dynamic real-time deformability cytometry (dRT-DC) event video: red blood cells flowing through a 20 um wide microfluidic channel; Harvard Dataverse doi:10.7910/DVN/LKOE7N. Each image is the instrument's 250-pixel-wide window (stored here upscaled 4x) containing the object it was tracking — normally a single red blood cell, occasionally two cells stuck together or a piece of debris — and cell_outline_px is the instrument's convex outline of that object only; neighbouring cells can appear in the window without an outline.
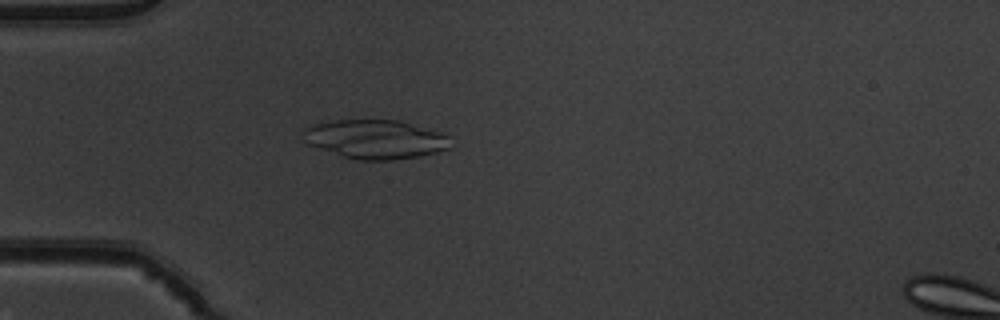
{"species": "common noctule bat (a hibernating species)", "species_latin": "Nyctalus noctula", "temperature_condition": "warm", "stored_images_in_passage": 52, "camera_frame_rate_fps": 3000, "um_per_image_px": 0.085, "animal": {"sex": "male", "body_mass_g": 19.5, "forearm_length_mm": 54.6}, "frame": {"image": 1, "passage_image": 16, "time_ms": 5.0, "image_size_px": [1000, 320], "cell_outline_px": [[448, 148], [436, 152], [420, 156], [392, 160], [356, 160], [340, 156], [308, 144], [304, 140], [300, 132], [304, 128], [316, 124], [336, 120], [400, 120], [440, 132], [448, 136]], "centroid_in_image_um": [31.85, 11.84], "position_along_channel_um": 53.1, "area_um2": 33.41}}
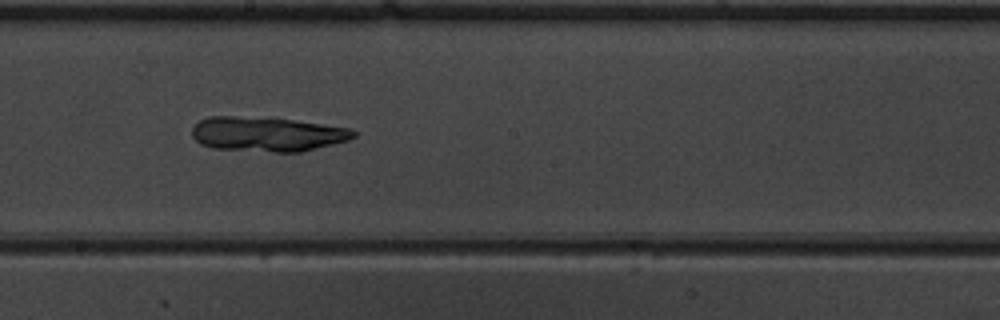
{"frame": {"image": 2, "passage_image": 30, "time_ms": 9.667, "image_size_px": [1000, 320], "cell_outline_px": [[356, 136], [348, 140], [300, 152], [272, 152], [212, 148], [200, 144], [192, 136], [192, 128], [200, 120], [208, 116], [236, 116], [292, 120], [348, 128], [356, 132]], "centroid_in_image_um": [22.66, 11.41], "position_along_channel_um": 225.5, "area_um2": 32.25}}
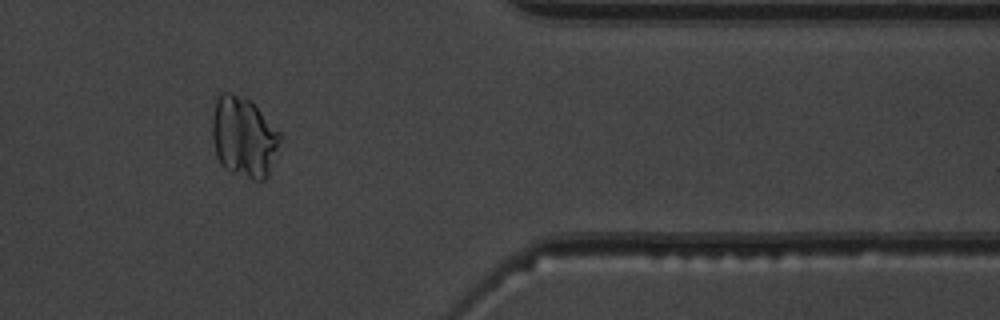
{"frame": {"image": 3, "passage_image": 44, "time_ms": 14.333, "image_size_px": [1000, 320], "cell_outline_px": [[280, 140], [268, 172], [264, 180], [252, 180], [232, 172], [224, 168], [220, 164], [216, 156], [212, 140], [212, 120], [216, 96], [220, 92], [232, 92], [244, 96], [280, 132]], "centroid_in_image_um": [20.65, 11.63], "position_along_channel_um": 390.7, "area_um2": 31.56}}